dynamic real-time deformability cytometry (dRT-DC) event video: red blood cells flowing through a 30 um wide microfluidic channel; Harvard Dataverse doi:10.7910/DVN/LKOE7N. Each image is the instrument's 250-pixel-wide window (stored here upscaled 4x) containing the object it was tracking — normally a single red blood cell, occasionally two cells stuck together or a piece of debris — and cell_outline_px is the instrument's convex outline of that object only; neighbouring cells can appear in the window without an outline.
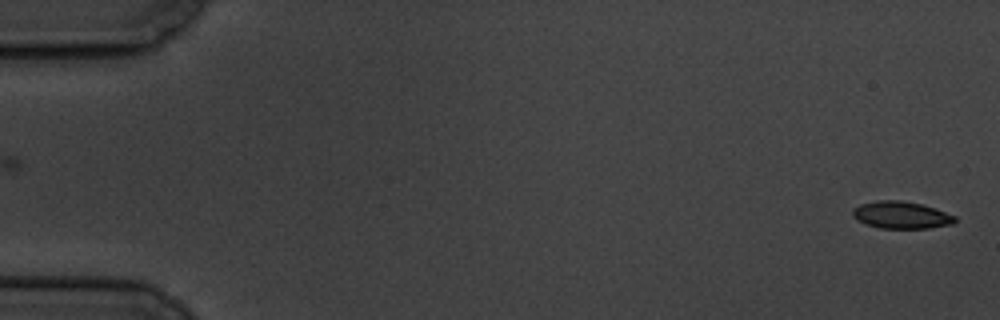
{"species": "common noctule bat (a hibernating species)", "species_latin": "Nyctalus noctula", "temperature_condition": "cold", "stored_images_in_passage": 2, "camera_frame_rate_fps": 3000, "um_per_image_px": 0.085, "animal": {"sex": "male", "body_mass_g": 19.5, "forearm_length_mm": 54.6}, "frame": {"image": 1, "passage_image": 2, "time_ms": 2.0, "image_size_px": [1000, 320], "cell_outline_px": [[956, 220], [952, 224], [928, 228], [880, 228], [868, 224], [852, 216], [852, 208], [860, 204], [876, 200], [900, 200], [920, 204], [936, 208], [956, 216]], "centroid_in_image_um": [76.61, 18.26], "position_along_channel_um": 8.4, "area_um2": 16.13}}